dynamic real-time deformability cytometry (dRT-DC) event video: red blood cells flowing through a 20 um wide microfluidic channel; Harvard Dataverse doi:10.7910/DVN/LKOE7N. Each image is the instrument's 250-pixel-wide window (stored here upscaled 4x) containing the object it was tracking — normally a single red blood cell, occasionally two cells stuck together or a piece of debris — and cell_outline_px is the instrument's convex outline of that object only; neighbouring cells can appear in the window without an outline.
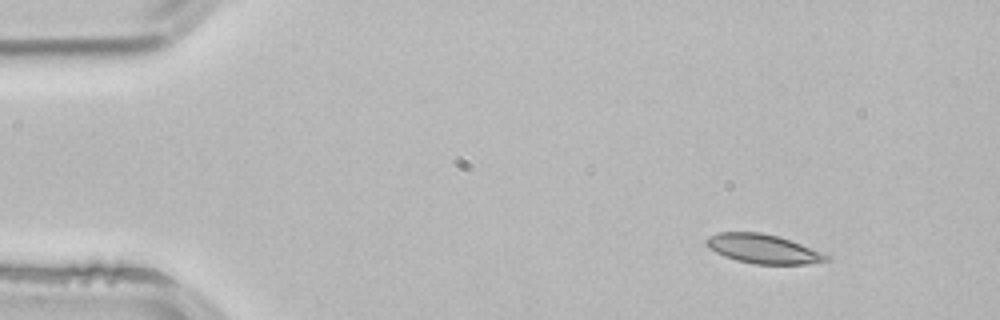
{"species": "common noctule bat (a hibernating species)", "species_latin": "Nyctalus noctula", "temperature_condition": "room temperature", "stored_images_in_passage": 3, "camera_frame_rate_fps": 3000, "um_per_image_px": 0.085, "animal": {"sex": "male", "body_mass_g": 21.5, "forearm_length_mm": 52.0}, "frame": {"image": 1, "passage_image": 1, "time_ms": 0.0, "image_size_px": [1000, 320], "cell_outline_px": [[832, 256], [828, 260], [804, 264], [756, 264], [736, 260], [724, 256], [708, 248], [704, 240], [708, 236], [720, 232], [760, 232], [776, 236], [800, 244]], "centroid_in_image_um": [64.82, 21.15], "position_along_channel_um": 20.2, "area_um2": 20.17}}
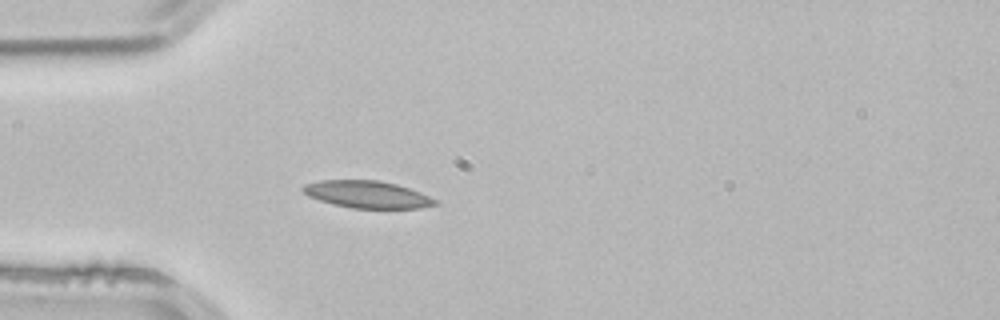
{"frame": {"image": 2, "passage_image": 3, "time_ms": 0.667, "image_size_px": [1000, 320], "cell_outline_px": [[440, 204], [420, 208], [352, 208], [332, 204], [308, 196], [300, 188], [304, 184], [320, 180], [380, 180], [396, 184], [420, 192], [440, 200]], "centroid_in_image_um": [31.25, 16.52], "position_along_channel_um": 53.8, "area_um2": 21.1}}